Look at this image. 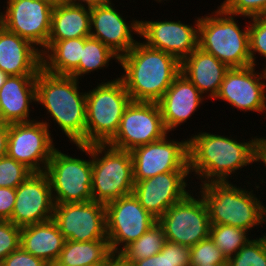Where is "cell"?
I'll return each mask as SVG.
<instances>
[{
	"mask_svg": "<svg viewBox=\"0 0 266 266\" xmlns=\"http://www.w3.org/2000/svg\"><path fill=\"white\" fill-rule=\"evenodd\" d=\"M257 140V136L240 142L211 132L193 134L188 139L189 171L201 179L200 185L227 182L237 170L256 162Z\"/></svg>",
	"mask_w": 266,
	"mask_h": 266,
	"instance_id": "1",
	"label": "cell"
},
{
	"mask_svg": "<svg viewBox=\"0 0 266 266\" xmlns=\"http://www.w3.org/2000/svg\"><path fill=\"white\" fill-rule=\"evenodd\" d=\"M124 73L119 77L131 101L158 102L180 73L173 55L137 42L119 57Z\"/></svg>",
	"mask_w": 266,
	"mask_h": 266,
	"instance_id": "2",
	"label": "cell"
},
{
	"mask_svg": "<svg viewBox=\"0 0 266 266\" xmlns=\"http://www.w3.org/2000/svg\"><path fill=\"white\" fill-rule=\"evenodd\" d=\"M79 88L76 78L42 68L36 77V102L46 108L71 143L86 145V91L81 93Z\"/></svg>",
	"mask_w": 266,
	"mask_h": 266,
	"instance_id": "3",
	"label": "cell"
},
{
	"mask_svg": "<svg viewBox=\"0 0 266 266\" xmlns=\"http://www.w3.org/2000/svg\"><path fill=\"white\" fill-rule=\"evenodd\" d=\"M199 186L197 193L206 204L210 224H225L250 232L255 226L266 223V206L252 188L248 191L229 181Z\"/></svg>",
	"mask_w": 266,
	"mask_h": 266,
	"instance_id": "4",
	"label": "cell"
},
{
	"mask_svg": "<svg viewBox=\"0 0 266 266\" xmlns=\"http://www.w3.org/2000/svg\"><path fill=\"white\" fill-rule=\"evenodd\" d=\"M217 8L209 16H200L198 47L229 68L252 65L249 25L241 29L235 15L225 12L220 6Z\"/></svg>",
	"mask_w": 266,
	"mask_h": 266,
	"instance_id": "5",
	"label": "cell"
},
{
	"mask_svg": "<svg viewBox=\"0 0 266 266\" xmlns=\"http://www.w3.org/2000/svg\"><path fill=\"white\" fill-rule=\"evenodd\" d=\"M130 95L117 77L86 92V145L107 144L117 133Z\"/></svg>",
	"mask_w": 266,
	"mask_h": 266,
	"instance_id": "6",
	"label": "cell"
},
{
	"mask_svg": "<svg viewBox=\"0 0 266 266\" xmlns=\"http://www.w3.org/2000/svg\"><path fill=\"white\" fill-rule=\"evenodd\" d=\"M134 184L130 151L108 144H92L93 201L106 204L133 194Z\"/></svg>",
	"mask_w": 266,
	"mask_h": 266,
	"instance_id": "7",
	"label": "cell"
},
{
	"mask_svg": "<svg viewBox=\"0 0 266 266\" xmlns=\"http://www.w3.org/2000/svg\"><path fill=\"white\" fill-rule=\"evenodd\" d=\"M91 160L69 156L55 148L47 165L54 203H84L92 195V144H76Z\"/></svg>",
	"mask_w": 266,
	"mask_h": 266,
	"instance_id": "8",
	"label": "cell"
},
{
	"mask_svg": "<svg viewBox=\"0 0 266 266\" xmlns=\"http://www.w3.org/2000/svg\"><path fill=\"white\" fill-rule=\"evenodd\" d=\"M170 206L157 220L166 241L193 247L210 234V217L202 197L191 195ZM198 197V198H197Z\"/></svg>",
	"mask_w": 266,
	"mask_h": 266,
	"instance_id": "9",
	"label": "cell"
},
{
	"mask_svg": "<svg viewBox=\"0 0 266 266\" xmlns=\"http://www.w3.org/2000/svg\"><path fill=\"white\" fill-rule=\"evenodd\" d=\"M46 120L8 124L7 155L33 173L45 172L55 149Z\"/></svg>",
	"mask_w": 266,
	"mask_h": 266,
	"instance_id": "10",
	"label": "cell"
},
{
	"mask_svg": "<svg viewBox=\"0 0 266 266\" xmlns=\"http://www.w3.org/2000/svg\"><path fill=\"white\" fill-rule=\"evenodd\" d=\"M168 133L157 102L131 101L124 110L117 133L107 144L131 151L160 140Z\"/></svg>",
	"mask_w": 266,
	"mask_h": 266,
	"instance_id": "11",
	"label": "cell"
},
{
	"mask_svg": "<svg viewBox=\"0 0 266 266\" xmlns=\"http://www.w3.org/2000/svg\"><path fill=\"white\" fill-rule=\"evenodd\" d=\"M106 233L112 254H119L147 232L157 219L130 194L105 204Z\"/></svg>",
	"mask_w": 266,
	"mask_h": 266,
	"instance_id": "12",
	"label": "cell"
},
{
	"mask_svg": "<svg viewBox=\"0 0 266 266\" xmlns=\"http://www.w3.org/2000/svg\"><path fill=\"white\" fill-rule=\"evenodd\" d=\"M6 1V10L0 12V24L41 48L42 52L47 46L55 4L48 0Z\"/></svg>",
	"mask_w": 266,
	"mask_h": 266,
	"instance_id": "13",
	"label": "cell"
},
{
	"mask_svg": "<svg viewBox=\"0 0 266 266\" xmlns=\"http://www.w3.org/2000/svg\"><path fill=\"white\" fill-rule=\"evenodd\" d=\"M53 220L66 240H108L106 208L101 202L55 203Z\"/></svg>",
	"mask_w": 266,
	"mask_h": 266,
	"instance_id": "14",
	"label": "cell"
},
{
	"mask_svg": "<svg viewBox=\"0 0 266 266\" xmlns=\"http://www.w3.org/2000/svg\"><path fill=\"white\" fill-rule=\"evenodd\" d=\"M167 136L130 151L134 182L160 173L189 171L188 140L175 141Z\"/></svg>",
	"mask_w": 266,
	"mask_h": 266,
	"instance_id": "15",
	"label": "cell"
},
{
	"mask_svg": "<svg viewBox=\"0 0 266 266\" xmlns=\"http://www.w3.org/2000/svg\"><path fill=\"white\" fill-rule=\"evenodd\" d=\"M194 25L178 21H142L141 38L145 45L175 56L180 62L198 48L200 16Z\"/></svg>",
	"mask_w": 266,
	"mask_h": 266,
	"instance_id": "16",
	"label": "cell"
},
{
	"mask_svg": "<svg viewBox=\"0 0 266 266\" xmlns=\"http://www.w3.org/2000/svg\"><path fill=\"white\" fill-rule=\"evenodd\" d=\"M15 205L9 219L23 227L53 219L54 200L45 172L32 173L16 187Z\"/></svg>",
	"mask_w": 266,
	"mask_h": 266,
	"instance_id": "17",
	"label": "cell"
},
{
	"mask_svg": "<svg viewBox=\"0 0 266 266\" xmlns=\"http://www.w3.org/2000/svg\"><path fill=\"white\" fill-rule=\"evenodd\" d=\"M189 174L190 171H170L134 182L133 194L140 205L158 220L170 206L190 193L186 189Z\"/></svg>",
	"mask_w": 266,
	"mask_h": 266,
	"instance_id": "18",
	"label": "cell"
},
{
	"mask_svg": "<svg viewBox=\"0 0 266 266\" xmlns=\"http://www.w3.org/2000/svg\"><path fill=\"white\" fill-rule=\"evenodd\" d=\"M255 69L254 65L230 68L214 100L221 99L240 111L264 114L266 103L264 74L263 71L258 73Z\"/></svg>",
	"mask_w": 266,
	"mask_h": 266,
	"instance_id": "19",
	"label": "cell"
},
{
	"mask_svg": "<svg viewBox=\"0 0 266 266\" xmlns=\"http://www.w3.org/2000/svg\"><path fill=\"white\" fill-rule=\"evenodd\" d=\"M112 2L90 7V36L98 39L119 57L127 53L138 42L133 34L139 37L140 21L126 22Z\"/></svg>",
	"mask_w": 266,
	"mask_h": 266,
	"instance_id": "20",
	"label": "cell"
},
{
	"mask_svg": "<svg viewBox=\"0 0 266 266\" xmlns=\"http://www.w3.org/2000/svg\"><path fill=\"white\" fill-rule=\"evenodd\" d=\"M203 99L205 100L200 91L180 72L157 102L166 130L174 131L186 122L199 108Z\"/></svg>",
	"mask_w": 266,
	"mask_h": 266,
	"instance_id": "21",
	"label": "cell"
},
{
	"mask_svg": "<svg viewBox=\"0 0 266 266\" xmlns=\"http://www.w3.org/2000/svg\"><path fill=\"white\" fill-rule=\"evenodd\" d=\"M0 69L8 76L37 75L42 69L41 49L0 24Z\"/></svg>",
	"mask_w": 266,
	"mask_h": 266,
	"instance_id": "22",
	"label": "cell"
},
{
	"mask_svg": "<svg viewBox=\"0 0 266 266\" xmlns=\"http://www.w3.org/2000/svg\"><path fill=\"white\" fill-rule=\"evenodd\" d=\"M37 75L8 76L0 88V122L12 124L33 121L30 105L36 102Z\"/></svg>",
	"mask_w": 266,
	"mask_h": 266,
	"instance_id": "23",
	"label": "cell"
},
{
	"mask_svg": "<svg viewBox=\"0 0 266 266\" xmlns=\"http://www.w3.org/2000/svg\"><path fill=\"white\" fill-rule=\"evenodd\" d=\"M230 68L199 47L181 61L180 72L203 95L214 99L219 93L221 83Z\"/></svg>",
	"mask_w": 266,
	"mask_h": 266,
	"instance_id": "24",
	"label": "cell"
},
{
	"mask_svg": "<svg viewBox=\"0 0 266 266\" xmlns=\"http://www.w3.org/2000/svg\"><path fill=\"white\" fill-rule=\"evenodd\" d=\"M65 241L53 219L21 227L20 246L49 265L56 263Z\"/></svg>",
	"mask_w": 266,
	"mask_h": 266,
	"instance_id": "25",
	"label": "cell"
},
{
	"mask_svg": "<svg viewBox=\"0 0 266 266\" xmlns=\"http://www.w3.org/2000/svg\"><path fill=\"white\" fill-rule=\"evenodd\" d=\"M90 37V7L60 2L54 5L48 41Z\"/></svg>",
	"mask_w": 266,
	"mask_h": 266,
	"instance_id": "26",
	"label": "cell"
},
{
	"mask_svg": "<svg viewBox=\"0 0 266 266\" xmlns=\"http://www.w3.org/2000/svg\"><path fill=\"white\" fill-rule=\"evenodd\" d=\"M84 37L48 41L42 51V68L51 74L70 76L79 66Z\"/></svg>",
	"mask_w": 266,
	"mask_h": 266,
	"instance_id": "27",
	"label": "cell"
},
{
	"mask_svg": "<svg viewBox=\"0 0 266 266\" xmlns=\"http://www.w3.org/2000/svg\"><path fill=\"white\" fill-rule=\"evenodd\" d=\"M112 255L108 240H66L58 260L50 266L103 265Z\"/></svg>",
	"mask_w": 266,
	"mask_h": 266,
	"instance_id": "28",
	"label": "cell"
},
{
	"mask_svg": "<svg viewBox=\"0 0 266 266\" xmlns=\"http://www.w3.org/2000/svg\"><path fill=\"white\" fill-rule=\"evenodd\" d=\"M111 59L119 62V56L101 41L91 36L84 37V48H82L79 66L70 76L79 80L85 74L107 68Z\"/></svg>",
	"mask_w": 266,
	"mask_h": 266,
	"instance_id": "29",
	"label": "cell"
},
{
	"mask_svg": "<svg viewBox=\"0 0 266 266\" xmlns=\"http://www.w3.org/2000/svg\"><path fill=\"white\" fill-rule=\"evenodd\" d=\"M166 242L163 227L154 223L139 239L126 246L119 255L128 263L154 256L159 253Z\"/></svg>",
	"mask_w": 266,
	"mask_h": 266,
	"instance_id": "30",
	"label": "cell"
},
{
	"mask_svg": "<svg viewBox=\"0 0 266 266\" xmlns=\"http://www.w3.org/2000/svg\"><path fill=\"white\" fill-rule=\"evenodd\" d=\"M249 233L239 227L225 224H211L210 238L221 250L226 259L234 256L251 239Z\"/></svg>",
	"mask_w": 266,
	"mask_h": 266,
	"instance_id": "31",
	"label": "cell"
},
{
	"mask_svg": "<svg viewBox=\"0 0 266 266\" xmlns=\"http://www.w3.org/2000/svg\"><path fill=\"white\" fill-rule=\"evenodd\" d=\"M132 266H190V248L166 241L162 250L154 256L136 260Z\"/></svg>",
	"mask_w": 266,
	"mask_h": 266,
	"instance_id": "32",
	"label": "cell"
},
{
	"mask_svg": "<svg viewBox=\"0 0 266 266\" xmlns=\"http://www.w3.org/2000/svg\"><path fill=\"white\" fill-rule=\"evenodd\" d=\"M227 266H266V234L251 239L234 256L227 259Z\"/></svg>",
	"mask_w": 266,
	"mask_h": 266,
	"instance_id": "33",
	"label": "cell"
},
{
	"mask_svg": "<svg viewBox=\"0 0 266 266\" xmlns=\"http://www.w3.org/2000/svg\"><path fill=\"white\" fill-rule=\"evenodd\" d=\"M227 264V259L210 236L190 247V266Z\"/></svg>",
	"mask_w": 266,
	"mask_h": 266,
	"instance_id": "34",
	"label": "cell"
},
{
	"mask_svg": "<svg viewBox=\"0 0 266 266\" xmlns=\"http://www.w3.org/2000/svg\"><path fill=\"white\" fill-rule=\"evenodd\" d=\"M32 173L29 168L8 155L0 158V187L16 188Z\"/></svg>",
	"mask_w": 266,
	"mask_h": 266,
	"instance_id": "35",
	"label": "cell"
},
{
	"mask_svg": "<svg viewBox=\"0 0 266 266\" xmlns=\"http://www.w3.org/2000/svg\"><path fill=\"white\" fill-rule=\"evenodd\" d=\"M249 21V53L252 65H257L256 53L266 59V15H258ZM252 22V23H251ZM266 62V60H265Z\"/></svg>",
	"mask_w": 266,
	"mask_h": 266,
	"instance_id": "36",
	"label": "cell"
},
{
	"mask_svg": "<svg viewBox=\"0 0 266 266\" xmlns=\"http://www.w3.org/2000/svg\"><path fill=\"white\" fill-rule=\"evenodd\" d=\"M220 7L235 16L251 18L266 15V0H224Z\"/></svg>",
	"mask_w": 266,
	"mask_h": 266,
	"instance_id": "37",
	"label": "cell"
},
{
	"mask_svg": "<svg viewBox=\"0 0 266 266\" xmlns=\"http://www.w3.org/2000/svg\"><path fill=\"white\" fill-rule=\"evenodd\" d=\"M21 227L10 220H0V264L20 247Z\"/></svg>",
	"mask_w": 266,
	"mask_h": 266,
	"instance_id": "38",
	"label": "cell"
},
{
	"mask_svg": "<svg viewBox=\"0 0 266 266\" xmlns=\"http://www.w3.org/2000/svg\"><path fill=\"white\" fill-rule=\"evenodd\" d=\"M0 266H50L43 259L25 251L21 246L10 253Z\"/></svg>",
	"mask_w": 266,
	"mask_h": 266,
	"instance_id": "39",
	"label": "cell"
},
{
	"mask_svg": "<svg viewBox=\"0 0 266 266\" xmlns=\"http://www.w3.org/2000/svg\"><path fill=\"white\" fill-rule=\"evenodd\" d=\"M16 197V188L0 187V220L11 218Z\"/></svg>",
	"mask_w": 266,
	"mask_h": 266,
	"instance_id": "40",
	"label": "cell"
},
{
	"mask_svg": "<svg viewBox=\"0 0 266 266\" xmlns=\"http://www.w3.org/2000/svg\"><path fill=\"white\" fill-rule=\"evenodd\" d=\"M256 162H260V164L263 163L262 165H264V168H266V137H259L257 140Z\"/></svg>",
	"mask_w": 266,
	"mask_h": 266,
	"instance_id": "41",
	"label": "cell"
},
{
	"mask_svg": "<svg viewBox=\"0 0 266 266\" xmlns=\"http://www.w3.org/2000/svg\"><path fill=\"white\" fill-rule=\"evenodd\" d=\"M8 124L0 122V158L7 155Z\"/></svg>",
	"mask_w": 266,
	"mask_h": 266,
	"instance_id": "42",
	"label": "cell"
},
{
	"mask_svg": "<svg viewBox=\"0 0 266 266\" xmlns=\"http://www.w3.org/2000/svg\"><path fill=\"white\" fill-rule=\"evenodd\" d=\"M65 2L76 4V5H85L88 7L103 5L111 2V0H65ZM85 3V4H84Z\"/></svg>",
	"mask_w": 266,
	"mask_h": 266,
	"instance_id": "43",
	"label": "cell"
},
{
	"mask_svg": "<svg viewBox=\"0 0 266 266\" xmlns=\"http://www.w3.org/2000/svg\"><path fill=\"white\" fill-rule=\"evenodd\" d=\"M102 266H132L119 254H113Z\"/></svg>",
	"mask_w": 266,
	"mask_h": 266,
	"instance_id": "44",
	"label": "cell"
},
{
	"mask_svg": "<svg viewBox=\"0 0 266 266\" xmlns=\"http://www.w3.org/2000/svg\"><path fill=\"white\" fill-rule=\"evenodd\" d=\"M8 75L6 73H4L1 69H0V88L3 86V84L5 83V81L7 80Z\"/></svg>",
	"mask_w": 266,
	"mask_h": 266,
	"instance_id": "45",
	"label": "cell"
},
{
	"mask_svg": "<svg viewBox=\"0 0 266 266\" xmlns=\"http://www.w3.org/2000/svg\"><path fill=\"white\" fill-rule=\"evenodd\" d=\"M198 266H227V264H210V265H198Z\"/></svg>",
	"mask_w": 266,
	"mask_h": 266,
	"instance_id": "46",
	"label": "cell"
},
{
	"mask_svg": "<svg viewBox=\"0 0 266 266\" xmlns=\"http://www.w3.org/2000/svg\"><path fill=\"white\" fill-rule=\"evenodd\" d=\"M48 1L52 2L53 4H57L60 2H64L65 0H48Z\"/></svg>",
	"mask_w": 266,
	"mask_h": 266,
	"instance_id": "47",
	"label": "cell"
},
{
	"mask_svg": "<svg viewBox=\"0 0 266 266\" xmlns=\"http://www.w3.org/2000/svg\"><path fill=\"white\" fill-rule=\"evenodd\" d=\"M81 266H102V265H81Z\"/></svg>",
	"mask_w": 266,
	"mask_h": 266,
	"instance_id": "48",
	"label": "cell"
}]
</instances>
